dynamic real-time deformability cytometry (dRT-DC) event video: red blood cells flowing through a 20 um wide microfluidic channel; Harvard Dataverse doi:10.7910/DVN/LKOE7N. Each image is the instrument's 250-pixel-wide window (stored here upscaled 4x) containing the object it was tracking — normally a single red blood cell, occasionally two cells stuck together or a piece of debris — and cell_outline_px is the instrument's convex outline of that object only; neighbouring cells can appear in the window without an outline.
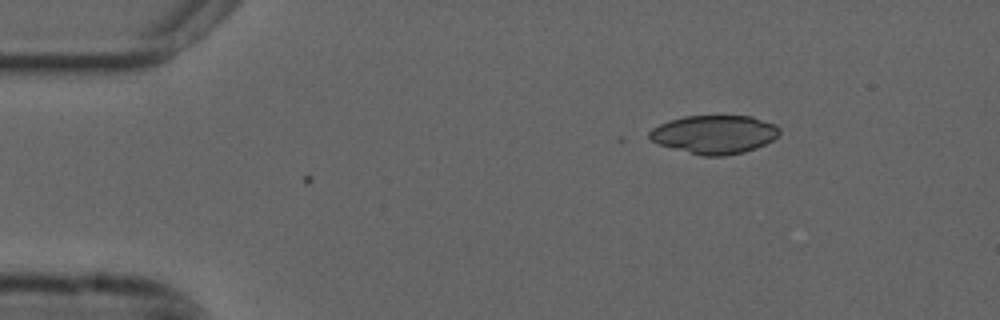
{"species": "common noctule bat (a hibernating species)", "species_latin": "Nyctalus noctula", "temperature_condition": "cold", "stored_images_in_passage": 3, "camera_frame_rate_fps": 3000, "um_per_image_px": 0.085, "animal": {"sex": "male", "forearm_length_mm": 52.5}, "frame": {"image": 1, "passage_image": 3, "time_ms": 0.667, "image_size_px": [1000, 320], "cell_outline_px": [[780, 132], [772, 140], [756, 148], [744, 152], [724, 156], [704, 156], [660, 144], [652, 140], [648, 136], [648, 132], [652, 128], [668, 120], [684, 116], [752, 116], [776, 124], [780, 128]], "centroid_in_image_um": [60.74, 11.41], "position_along_channel_um": 24.3, "area_um2": 29.02}}